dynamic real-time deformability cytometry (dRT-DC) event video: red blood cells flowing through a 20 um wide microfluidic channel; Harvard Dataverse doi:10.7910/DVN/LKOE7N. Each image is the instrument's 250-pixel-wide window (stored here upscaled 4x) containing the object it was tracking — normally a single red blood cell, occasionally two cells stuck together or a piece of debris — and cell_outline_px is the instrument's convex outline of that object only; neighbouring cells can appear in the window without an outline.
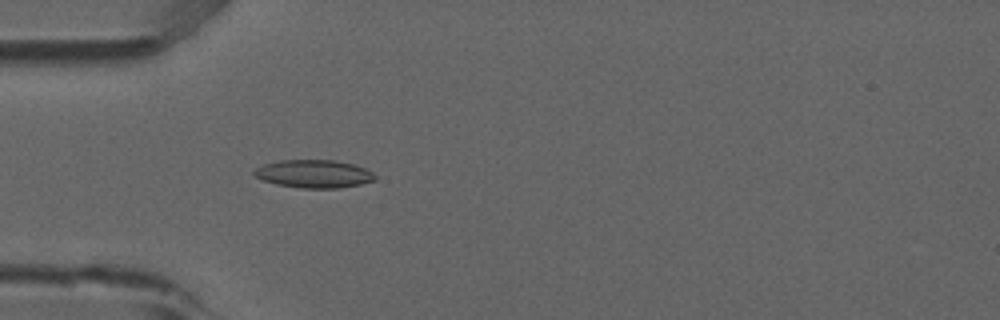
{"species": "common noctule bat (a hibernating species)", "species_latin": "Nyctalus noctula", "temperature_condition": "room temperature", "stored_images_in_passage": 53, "camera_frame_rate_fps": 3000, "um_per_image_px": 0.085, "animal": {"sex": "male", "forearm_length_mm": 52.5}, "frame": {"image": 1, "passage_image": 16, "time_ms": 5.0, "image_size_px": [1000, 320], "cell_outline_px": [[376, 180], [360, 184], [340, 188], [300, 188], [276, 184], [252, 176], [252, 172], [256, 168], [264, 164], [280, 160], [336, 160], [352, 164], [364, 168], [372, 172], [376, 176]], "centroid_in_image_um": [26.66, 14.78], "position_along_channel_um": 58.3, "area_um2": 19.77}}
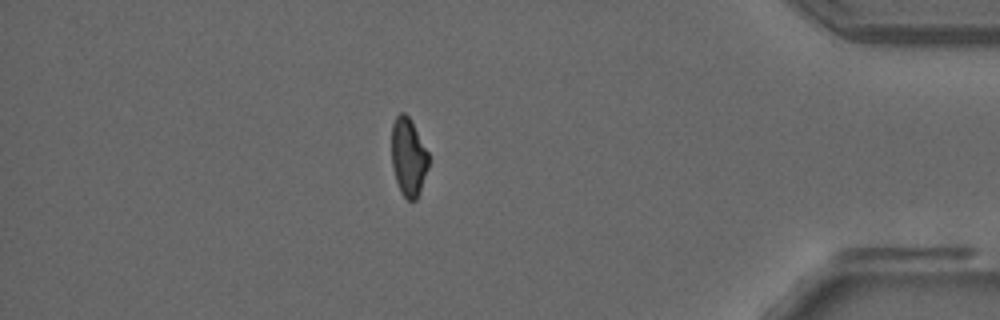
{"frame": {"image": 2, "passage_image": 46, "time_ms": 15.0, "image_size_px": [1000, 320], "cell_outline_px": [[428, 168], [416, 200], [408, 200], [400, 192], [392, 168], [392, 124], [396, 116], [400, 112], [404, 112], [408, 116], [428, 152]], "centroid_in_image_um": [34.7, 13.35], "position_along_channel_um": 400.5, "area_um2": 16.59}}
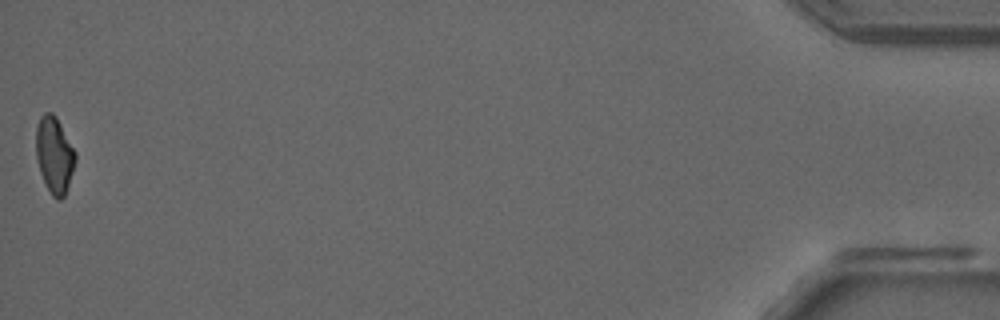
{"frame": {"image": 3, "passage_image": 53, "time_ms": 17.333, "image_size_px": [1000, 320], "cell_outline_px": [[76, 160], [64, 196], [60, 200], [56, 200], [52, 196], [40, 172], [36, 160], [36, 128], [40, 116], [44, 112], [52, 112], [56, 116], [76, 152]], "centroid_in_image_um": [4.61, 13.14], "position_along_channel_um": 430.6, "area_um2": 17.46}, "authors_computed_cell_mechanics": {"area_um2": 18.0336, "velocity_mm_per_s": 3.8568, "shape_relaxation_time_tau1_ms": null, "shape_relaxation_time_tau2_ms": 3.707, "deformation_change_tau1": null, "deformation_change_tau2": 0.0997}}